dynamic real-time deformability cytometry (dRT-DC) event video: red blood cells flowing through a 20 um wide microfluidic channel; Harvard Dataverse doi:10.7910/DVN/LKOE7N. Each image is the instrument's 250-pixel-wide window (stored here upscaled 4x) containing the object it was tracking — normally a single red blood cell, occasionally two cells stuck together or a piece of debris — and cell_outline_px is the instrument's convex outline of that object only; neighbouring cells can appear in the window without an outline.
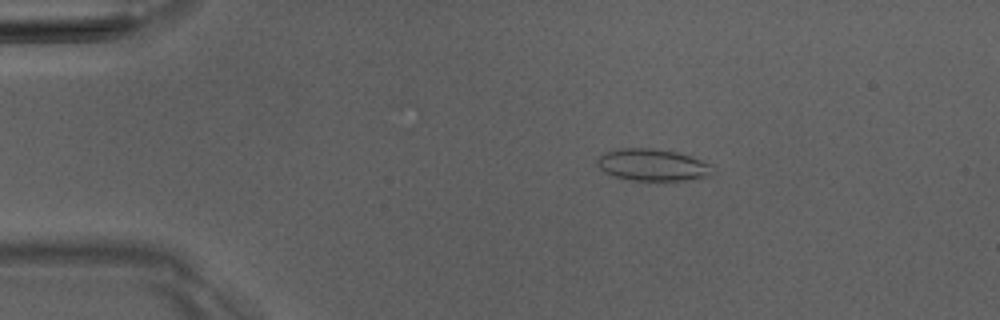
{"species": "Egyptian fruit bat (a non-hibernating species)", "species_latin": "Rousettus aegyptiacus", "temperature_condition": "room temperature", "stored_images_in_passage": 4, "camera_frame_rate_fps": 3000, "um_per_image_px": 0.085, "animal": {"sex": "male"}, "frame": {"image": 1, "passage_image": 3, "time_ms": 2.0, "image_size_px": [1000, 320], "cell_outline_px": [[716, 172], [712, 176], [696, 180], [628, 180], [604, 172], [596, 164], [596, 160], [604, 152], [620, 148], [652, 148], [676, 152], [700, 160], [708, 164]], "centroid_in_image_um": [55.48, 14.03], "position_along_channel_um": 29.5, "area_um2": 21.56}}